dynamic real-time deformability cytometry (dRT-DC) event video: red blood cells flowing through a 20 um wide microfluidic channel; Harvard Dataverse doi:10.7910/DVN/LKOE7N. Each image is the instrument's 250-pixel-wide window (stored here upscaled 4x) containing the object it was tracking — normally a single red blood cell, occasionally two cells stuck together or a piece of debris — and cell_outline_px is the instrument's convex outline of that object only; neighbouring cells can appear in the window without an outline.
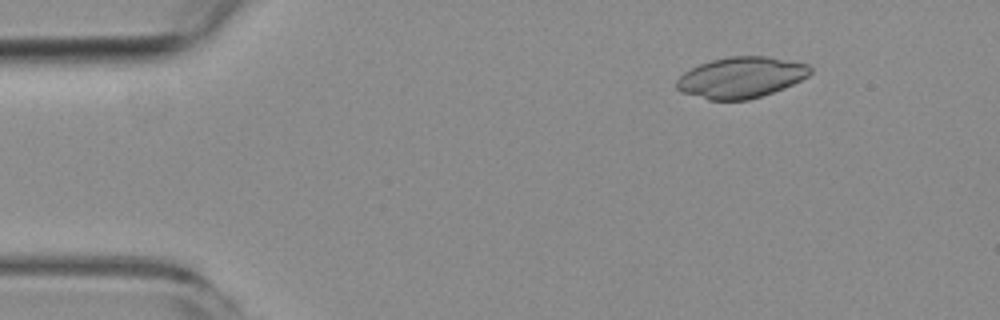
{"species": "common noctule bat (a hibernating species)", "species_latin": "Nyctalus noctula", "temperature_condition": "room temperature", "stored_images_in_passage": 6, "camera_frame_rate_fps": 3000, "um_per_image_px": 0.085, "animal": {"sex": "female", "body_mass_g": 19.3, "forearm_length_mm": 54.1}, "frame": {"image": 1, "passage_image": 2, "time_ms": 1.333, "image_size_px": [1000, 320], "cell_outline_px": [[812, 72], [808, 76], [784, 88], [748, 100], [708, 100], [680, 92], [676, 88], [676, 80], [684, 72], [700, 64], [712, 60], [728, 56], [768, 56], [808, 64], [812, 68]], "centroid_in_image_um": [62.97, 6.58], "position_along_channel_um": 22.0, "area_um2": 31.96}}